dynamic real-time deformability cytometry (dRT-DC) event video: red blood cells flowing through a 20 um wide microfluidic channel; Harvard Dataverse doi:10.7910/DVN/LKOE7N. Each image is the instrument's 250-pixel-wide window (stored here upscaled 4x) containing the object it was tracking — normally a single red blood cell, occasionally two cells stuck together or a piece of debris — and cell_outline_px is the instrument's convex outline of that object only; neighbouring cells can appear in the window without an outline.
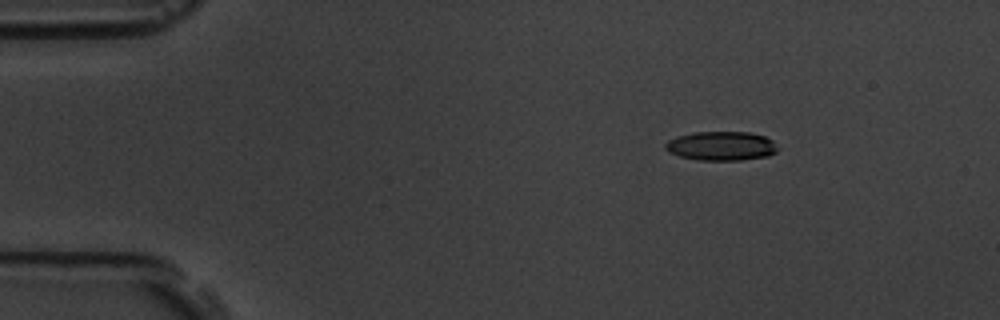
{"species": "common noctule bat (a hibernating species)", "species_latin": "Nyctalus noctula", "temperature_condition": "room temperature", "stored_images_in_passage": 9, "camera_frame_rate_fps": 3000, "um_per_image_px": 0.085, "animal": {"sex": "male", "body_mass_g": 19.5, "forearm_length_mm": 54.6}, "frame": {"image": 1, "passage_image": 1, "time_ms": 0.0, "image_size_px": [1000, 320], "cell_outline_px": [[776, 152], [768, 156], [740, 160], [696, 160], [680, 156], [668, 152], [664, 148], [664, 144], [668, 140], [676, 136], [692, 132], [748, 132], [764, 136], [772, 140], [776, 148]], "centroid_in_image_um": [61.25, 12.4], "position_along_channel_um": 23.8, "area_um2": 19.07}}
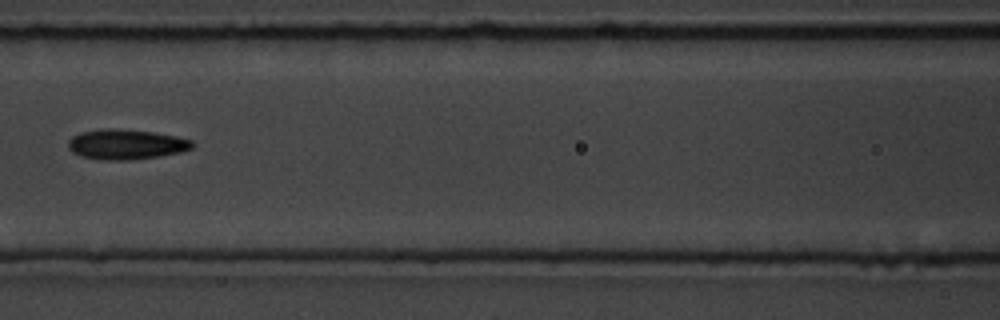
{"frame": {"image": 2, "passage_image": 6, "time_ms": 5.667, "image_size_px": [1000, 320], "cell_outline_px": [[196, 144], [192, 148], [180, 152], [160, 156], [128, 160], [104, 160], [80, 156], [72, 152], [68, 148], [68, 140], [72, 136], [80, 132], [104, 128], [112, 128], [152, 132], [176, 136], [192, 140]], "centroid_in_image_um": [10.7, 12.27], "position_along_channel_um": 155.9, "area_um2": 21.85}}
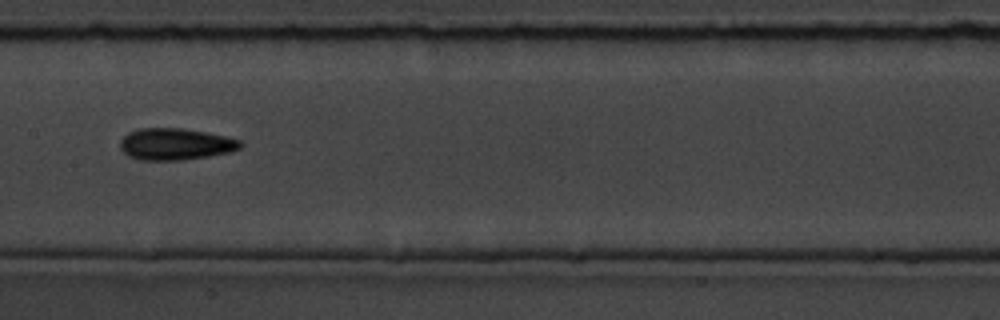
{"frame": {"image": 3, "passage_image": 7, "time_ms": 6.667, "image_size_px": [1000, 320], "cell_outline_px": [[244, 144], [240, 148], [232, 152], [208, 156], [180, 160], [140, 160], [128, 156], [120, 148], [120, 140], [128, 132], [136, 128], [180, 128], [204, 132], [224, 136], [240, 140]], "centroid_in_image_um": [14.89, 12.25], "position_along_channel_um": 192.5, "area_um2": 22.25}}